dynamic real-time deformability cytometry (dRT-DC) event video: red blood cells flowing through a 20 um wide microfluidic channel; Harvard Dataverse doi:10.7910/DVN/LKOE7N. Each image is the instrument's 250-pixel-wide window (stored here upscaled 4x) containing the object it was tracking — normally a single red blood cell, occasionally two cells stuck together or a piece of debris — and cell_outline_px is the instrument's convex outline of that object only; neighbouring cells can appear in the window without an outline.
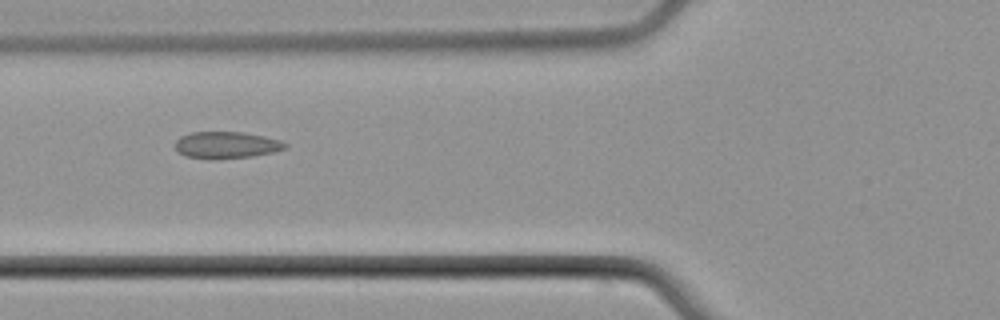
{"species": "common noctule bat (a hibernating species)", "species_latin": "Nyctalus noctula", "temperature_condition": "cold", "stored_images_in_passage": 6, "camera_frame_rate_fps": 3000, "um_per_image_px": 0.085, "animal": {"sex": "male", "body_mass_g": 21.5, "forearm_length_mm": 52.0}, "frame": {"image": 1, "passage_image": 4, "time_ms": 3.667, "image_size_px": [1000, 320], "cell_outline_px": [[288, 148], [272, 152], [252, 156], [216, 160], [208, 160], [184, 156], [176, 148], [176, 140], [180, 136], [192, 132], [244, 132], [264, 136], [280, 140], [288, 144]], "centroid_in_image_um": [19.25, 12.34], "position_along_channel_um": 106.6, "area_um2": 17.4}}
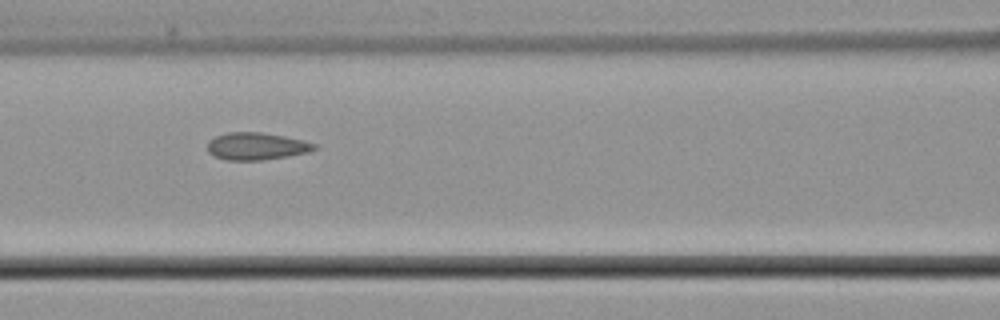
{"frame": {"image": 2, "passage_image": 5, "time_ms": 4.667, "image_size_px": [1000, 320], "cell_outline_px": [[316, 148], [308, 152], [288, 156], [260, 160], [224, 160], [212, 156], [208, 152], [208, 140], [216, 136], [228, 132], [260, 132], [284, 136], [304, 140], [316, 144]], "centroid_in_image_um": [21.76, 12.43], "position_along_channel_um": 144.8, "area_um2": 17.05}}
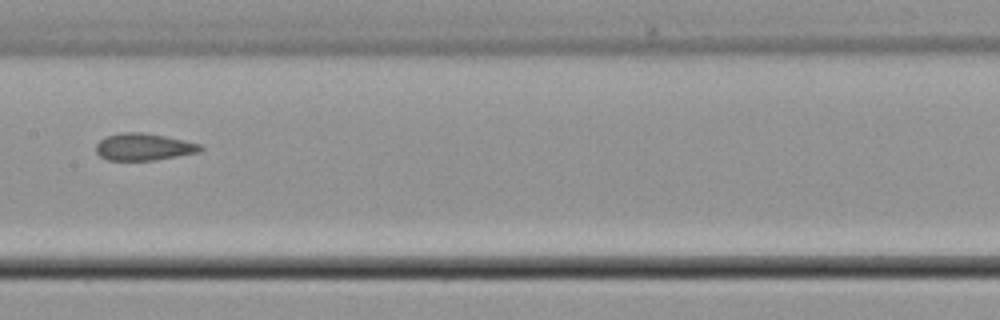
{"frame": {"image": 3, "passage_image": 6, "time_ms": 6.0, "image_size_px": [1000, 320], "cell_outline_px": [[204, 148], [200, 152], [152, 160], [108, 160], [100, 156], [96, 152], [96, 144], [100, 140], [108, 136], [120, 132], [144, 132], [204, 144]], "centroid_in_image_um": [12.24, 12.48], "position_along_channel_um": 195.2, "area_um2": 16.47}}